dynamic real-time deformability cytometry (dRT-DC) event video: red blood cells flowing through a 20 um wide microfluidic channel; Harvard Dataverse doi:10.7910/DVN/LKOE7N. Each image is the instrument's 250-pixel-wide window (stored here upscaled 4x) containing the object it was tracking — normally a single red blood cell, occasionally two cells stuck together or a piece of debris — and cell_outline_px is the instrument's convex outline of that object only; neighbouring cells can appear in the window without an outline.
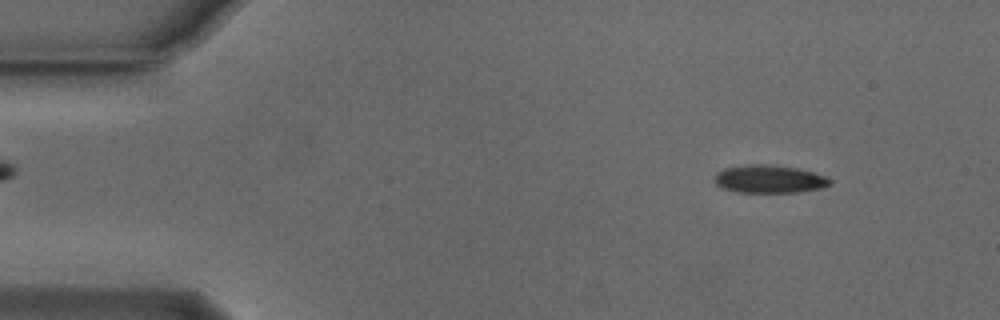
{"species": "Egyptian fruit bat (a non-hibernating species)", "species_latin": "Rousettus aegyptiacus", "temperature_condition": "cold", "stored_images_in_passage": 49, "camera_frame_rate_fps": 3000, "um_per_image_px": 0.085, "animal": {"sex": "male"}, "frame": {"image": 1, "passage_image": 2, "time_ms": 0.333, "image_size_px": [1000, 320], "cell_outline_px": [[832, 184], [820, 188], [796, 192], [736, 192], [720, 188], [716, 184], [716, 172], [724, 168], [748, 164], [760, 164], [796, 168], [812, 172], [824, 176], [832, 180]], "centroid_in_image_um": [65.36, 15.23], "position_along_channel_um": 19.6, "area_um2": 18.61}}
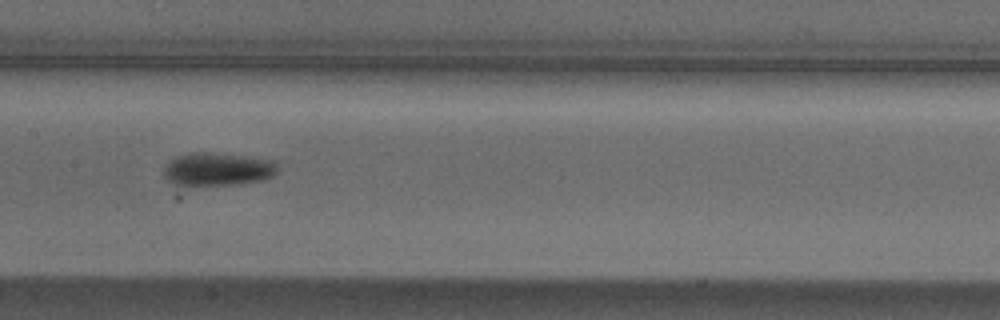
{"frame": {"image": 2, "passage_image": 22, "time_ms": 7.0, "image_size_px": [1000, 320], "cell_outline_px": [[276, 172], [272, 176], [260, 180], [228, 184], [176, 184], [168, 180], [164, 176], [164, 172], [168, 164], [176, 156], [192, 152], [204, 152], [272, 160], [276, 164]], "centroid_in_image_um": [18.48, 14.37], "position_along_channel_um": 188.9, "area_um2": 20.92}}
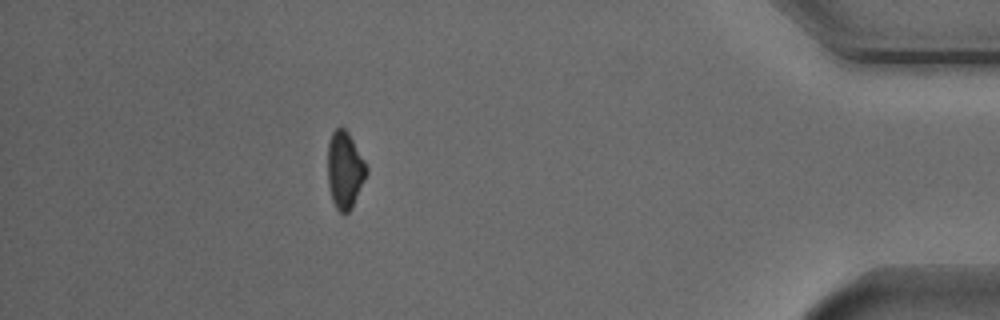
{"frame": {"image": 3, "passage_image": 43, "time_ms": 14.0, "image_size_px": [1000, 320], "cell_outline_px": [[368, 172], [352, 208], [348, 212], [340, 212], [336, 208], [332, 200], [328, 184], [328, 144], [332, 132], [336, 128], [344, 128], [348, 132], [364, 160], [368, 168]], "centroid_in_image_um": [29.31, 14.45], "position_along_channel_um": 405.9, "area_um2": 17.28}, "authors_computed_cell_mechanics": {"area_um2": 19.2474, "velocity_mm_per_s": 3.8499, "shape_relaxation_time_tau1_ms": 2.3528, "shape_relaxation_time_tau2_ms": null, "deformation_change_tau1": 0.1153, "deformation_change_tau2": null}}